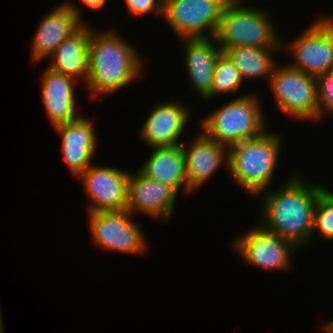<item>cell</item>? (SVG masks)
<instances>
[{
	"mask_svg": "<svg viewBox=\"0 0 333 333\" xmlns=\"http://www.w3.org/2000/svg\"><path fill=\"white\" fill-rule=\"evenodd\" d=\"M325 189L319 184L307 185L299 176L293 175L279 190L264 195L262 218L258 224L296 248L309 244L315 207Z\"/></svg>",
	"mask_w": 333,
	"mask_h": 333,
	"instance_id": "6da1fadb",
	"label": "cell"
},
{
	"mask_svg": "<svg viewBox=\"0 0 333 333\" xmlns=\"http://www.w3.org/2000/svg\"><path fill=\"white\" fill-rule=\"evenodd\" d=\"M137 49L116 31H90L86 89L96 97L127 87L143 72Z\"/></svg>",
	"mask_w": 333,
	"mask_h": 333,
	"instance_id": "7a4b0ae2",
	"label": "cell"
},
{
	"mask_svg": "<svg viewBox=\"0 0 333 333\" xmlns=\"http://www.w3.org/2000/svg\"><path fill=\"white\" fill-rule=\"evenodd\" d=\"M279 135L265 131L228 147L229 175L248 194L259 197L270 186L282 147Z\"/></svg>",
	"mask_w": 333,
	"mask_h": 333,
	"instance_id": "3957f363",
	"label": "cell"
},
{
	"mask_svg": "<svg viewBox=\"0 0 333 333\" xmlns=\"http://www.w3.org/2000/svg\"><path fill=\"white\" fill-rule=\"evenodd\" d=\"M244 1L230 0L223 9L215 35L221 50L237 46L281 47L267 10L246 7Z\"/></svg>",
	"mask_w": 333,
	"mask_h": 333,
	"instance_id": "277c9868",
	"label": "cell"
},
{
	"mask_svg": "<svg viewBox=\"0 0 333 333\" xmlns=\"http://www.w3.org/2000/svg\"><path fill=\"white\" fill-rule=\"evenodd\" d=\"M257 97L246 94L209 113L201 122L202 131L227 147L262 135L267 125Z\"/></svg>",
	"mask_w": 333,
	"mask_h": 333,
	"instance_id": "5b68a950",
	"label": "cell"
},
{
	"mask_svg": "<svg viewBox=\"0 0 333 333\" xmlns=\"http://www.w3.org/2000/svg\"><path fill=\"white\" fill-rule=\"evenodd\" d=\"M278 65L273 69L268 84L279 110L296 119L317 121L316 77L288 65L285 67Z\"/></svg>",
	"mask_w": 333,
	"mask_h": 333,
	"instance_id": "8992f818",
	"label": "cell"
},
{
	"mask_svg": "<svg viewBox=\"0 0 333 333\" xmlns=\"http://www.w3.org/2000/svg\"><path fill=\"white\" fill-rule=\"evenodd\" d=\"M289 44L281 41V51L295 60L289 67L315 77L333 70V17L317 18Z\"/></svg>",
	"mask_w": 333,
	"mask_h": 333,
	"instance_id": "52a82bcc",
	"label": "cell"
},
{
	"mask_svg": "<svg viewBox=\"0 0 333 333\" xmlns=\"http://www.w3.org/2000/svg\"><path fill=\"white\" fill-rule=\"evenodd\" d=\"M230 0H163V19L177 36L215 37L223 9Z\"/></svg>",
	"mask_w": 333,
	"mask_h": 333,
	"instance_id": "ba28073f",
	"label": "cell"
},
{
	"mask_svg": "<svg viewBox=\"0 0 333 333\" xmlns=\"http://www.w3.org/2000/svg\"><path fill=\"white\" fill-rule=\"evenodd\" d=\"M88 215L93 242L101 249L134 254L147 248L144 233L128 210Z\"/></svg>",
	"mask_w": 333,
	"mask_h": 333,
	"instance_id": "9c48e42d",
	"label": "cell"
},
{
	"mask_svg": "<svg viewBox=\"0 0 333 333\" xmlns=\"http://www.w3.org/2000/svg\"><path fill=\"white\" fill-rule=\"evenodd\" d=\"M237 238L233 244L242 260L254 267L268 270L288 269L291 253L298 249L288 240L267 231L260 224Z\"/></svg>",
	"mask_w": 333,
	"mask_h": 333,
	"instance_id": "30bf717a",
	"label": "cell"
},
{
	"mask_svg": "<svg viewBox=\"0 0 333 333\" xmlns=\"http://www.w3.org/2000/svg\"><path fill=\"white\" fill-rule=\"evenodd\" d=\"M129 171L91 164L77 178L90 197L89 213L118 212L127 208Z\"/></svg>",
	"mask_w": 333,
	"mask_h": 333,
	"instance_id": "8fae6325",
	"label": "cell"
},
{
	"mask_svg": "<svg viewBox=\"0 0 333 333\" xmlns=\"http://www.w3.org/2000/svg\"><path fill=\"white\" fill-rule=\"evenodd\" d=\"M177 195L171 186L146 178L138 170L130 172L126 210L132 215L141 213L165 222L173 216Z\"/></svg>",
	"mask_w": 333,
	"mask_h": 333,
	"instance_id": "7c38bea8",
	"label": "cell"
},
{
	"mask_svg": "<svg viewBox=\"0 0 333 333\" xmlns=\"http://www.w3.org/2000/svg\"><path fill=\"white\" fill-rule=\"evenodd\" d=\"M81 14L80 8L70 2L61 3L47 13L32 39V61L51 56L61 42L76 33L85 24Z\"/></svg>",
	"mask_w": 333,
	"mask_h": 333,
	"instance_id": "4fadbf2b",
	"label": "cell"
},
{
	"mask_svg": "<svg viewBox=\"0 0 333 333\" xmlns=\"http://www.w3.org/2000/svg\"><path fill=\"white\" fill-rule=\"evenodd\" d=\"M190 112L177 100L157 103L142 125L140 138L152 148L181 145L180 137L192 116Z\"/></svg>",
	"mask_w": 333,
	"mask_h": 333,
	"instance_id": "5bb4252c",
	"label": "cell"
},
{
	"mask_svg": "<svg viewBox=\"0 0 333 333\" xmlns=\"http://www.w3.org/2000/svg\"><path fill=\"white\" fill-rule=\"evenodd\" d=\"M183 142V156L191 191L204 185L221 167L228 168V147L210 139L203 131L191 143Z\"/></svg>",
	"mask_w": 333,
	"mask_h": 333,
	"instance_id": "9a60e30c",
	"label": "cell"
},
{
	"mask_svg": "<svg viewBox=\"0 0 333 333\" xmlns=\"http://www.w3.org/2000/svg\"><path fill=\"white\" fill-rule=\"evenodd\" d=\"M62 137V154L72 176L78 177L90 165L94 156L97 132L91 120L85 115L79 119L55 127Z\"/></svg>",
	"mask_w": 333,
	"mask_h": 333,
	"instance_id": "2e32d148",
	"label": "cell"
},
{
	"mask_svg": "<svg viewBox=\"0 0 333 333\" xmlns=\"http://www.w3.org/2000/svg\"><path fill=\"white\" fill-rule=\"evenodd\" d=\"M41 78L42 102L52 126L79 119L82 115L76 114V80L48 67Z\"/></svg>",
	"mask_w": 333,
	"mask_h": 333,
	"instance_id": "e0dca14e",
	"label": "cell"
},
{
	"mask_svg": "<svg viewBox=\"0 0 333 333\" xmlns=\"http://www.w3.org/2000/svg\"><path fill=\"white\" fill-rule=\"evenodd\" d=\"M184 40V61L189 80L201 98L211 100L215 64L222 50L215 37Z\"/></svg>",
	"mask_w": 333,
	"mask_h": 333,
	"instance_id": "ac0fdd59",
	"label": "cell"
},
{
	"mask_svg": "<svg viewBox=\"0 0 333 333\" xmlns=\"http://www.w3.org/2000/svg\"><path fill=\"white\" fill-rule=\"evenodd\" d=\"M151 149L152 153L138 171L146 178L171 186L177 192L183 186L184 192L192 193L187 181L182 145Z\"/></svg>",
	"mask_w": 333,
	"mask_h": 333,
	"instance_id": "d6986e66",
	"label": "cell"
},
{
	"mask_svg": "<svg viewBox=\"0 0 333 333\" xmlns=\"http://www.w3.org/2000/svg\"><path fill=\"white\" fill-rule=\"evenodd\" d=\"M85 23L76 33L61 42L51 55L48 68L85 80L88 76V49L91 27Z\"/></svg>",
	"mask_w": 333,
	"mask_h": 333,
	"instance_id": "ffe728a7",
	"label": "cell"
},
{
	"mask_svg": "<svg viewBox=\"0 0 333 333\" xmlns=\"http://www.w3.org/2000/svg\"><path fill=\"white\" fill-rule=\"evenodd\" d=\"M278 51L281 47L237 46L223 50L240 71L243 80L268 76V81L278 64L273 57Z\"/></svg>",
	"mask_w": 333,
	"mask_h": 333,
	"instance_id": "44dd1931",
	"label": "cell"
},
{
	"mask_svg": "<svg viewBox=\"0 0 333 333\" xmlns=\"http://www.w3.org/2000/svg\"><path fill=\"white\" fill-rule=\"evenodd\" d=\"M243 83L240 71L222 51L215 64L211 99L220 94L238 92Z\"/></svg>",
	"mask_w": 333,
	"mask_h": 333,
	"instance_id": "7402d4cb",
	"label": "cell"
},
{
	"mask_svg": "<svg viewBox=\"0 0 333 333\" xmlns=\"http://www.w3.org/2000/svg\"><path fill=\"white\" fill-rule=\"evenodd\" d=\"M316 232L322 239L333 240V196L327 188L319 195L315 207L312 236Z\"/></svg>",
	"mask_w": 333,
	"mask_h": 333,
	"instance_id": "603a6c76",
	"label": "cell"
},
{
	"mask_svg": "<svg viewBox=\"0 0 333 333\" xmlns=\"http://www.w3.org/2000/svg\"><path fill=\"white\" fill-rule=\"evenodd\" d=\"M317 79V101L319 121L327 113L333 114V70L319 75Z\"/></svg>",
	"mask_w": 333,
	"mask_h": 333,
	"instance_id": "cb8c5ba5",
	"label": "cell"
},
{
	"mask_svg": "<svg viewBox=\"0 0 333 333\" xmlns=\"http://www.w3.org/2000/svg\"><path fill=\"white\" fill-rule=\"evenodd\" d=\"M127 9L135 16L144 15L150 12L163 16V0H124Z\"/></svg>",
	"mask_w": 333,
	"mask_h": 333,
	"instance_id": "d4e9b609",
	"label": "cell"
},
{
	"mask_svg": "<svg viewBox=\"0 0 333 333\" xmlns=\"http://www.w3.org/2000/svg\"><path fill=\"white\" fill-rule=\"evenodd\" d=\"M82 3L86 4L87 8L91 10H98L104 7L107 0H80Z\"/></svg>",
	"mask_w": 333,
	"mask_h": 333,
	"instance_id": "484cf974",
	"label": "cell"
},
{
	"mask_svg": "<svg viewBox=\"0 0 333 333\" xmlns=\"http://www.w3.org/2000/svg\"><path fill=\"white\" fill-rule=\"evenodd\" d=\"M325 333H333V320L324 325Z\"/></svg>",
	"mask_w": 333,
	"mask_h": 333,
	"instance_id": "4316f807",
	"label": "cell"
},
{
	"mask_svg": "<svg viewBox=\"0 0 333 333\" xmlns=\"http://www.w3.org/2000/svg\"><path fill=\"white\" fill-rule=\"evenodd\" d=\"M0 333H4V326H3V319L1 312H0Z\"/></svg>",
	"mask_w": 333,
	"mask_h": 333,
	"instance_id": "83f0119b",
	"label": "cell"
}]
</instances>
